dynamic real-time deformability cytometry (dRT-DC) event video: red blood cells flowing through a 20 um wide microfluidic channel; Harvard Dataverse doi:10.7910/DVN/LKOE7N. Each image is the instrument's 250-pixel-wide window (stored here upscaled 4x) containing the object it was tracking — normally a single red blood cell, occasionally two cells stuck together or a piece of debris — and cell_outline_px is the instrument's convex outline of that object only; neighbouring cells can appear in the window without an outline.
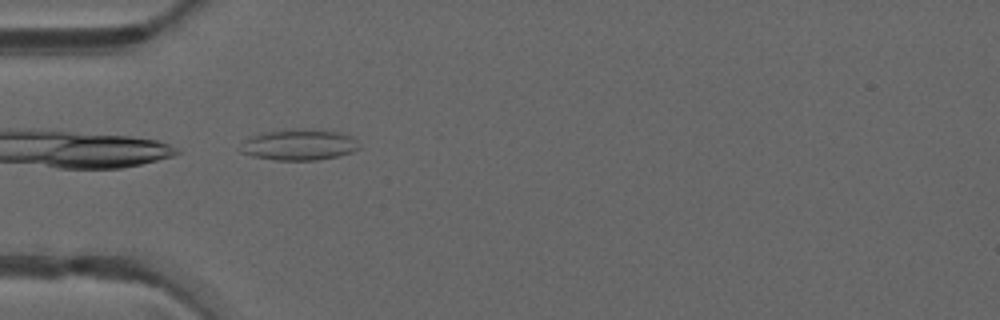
{"species": "common noctule bat (a hibernating species)", "species_latin": "Nyctalus noctula", "temperature_condition": "warm", "stored_images_in_passage": 8, "camera_frame_rate_fps": 3000, "um_per_image_px": 0.085, "animal": {"sex": "male", "forearm_length_mm": 52.5}, "frame": {"image": 1, "passage_image": 1, "time_ms": 0.0, "image_size_px": [1000, 320], "cell_outline_px": [[360, 148], [352, 152], [340, 156], [316, 160], [276, 160], [252, 156], [240, 152], [244, 140], [260, 132], [292, 128], [304, 128], [340, 132], [356, 140]], "centroid_in_image_um": [25.41, 12.29], "position_along_channel_um": 59.6, "area_um2": 21.62}}
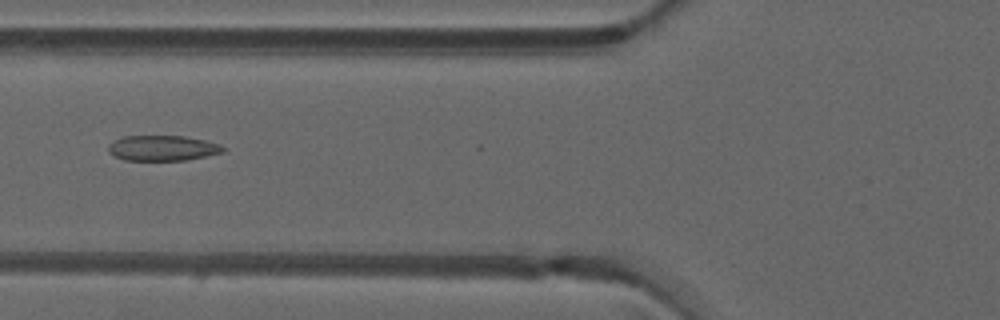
{"frame": {"image": 2, "passage_image": 5, "time_ms": 1.333, "image_size_px": [1000, 320], "cell_outline_px": [[224, 152], [184, 160], [124, 160], [108, 152], [108, 144], [124, 136], [184, 136], [204, 140], [220, 144], [224, 148]], "centroid_in_image_um": [13.8, 12.58], "position_along_channel_um": 112.0, "area_um2": 16.76}}
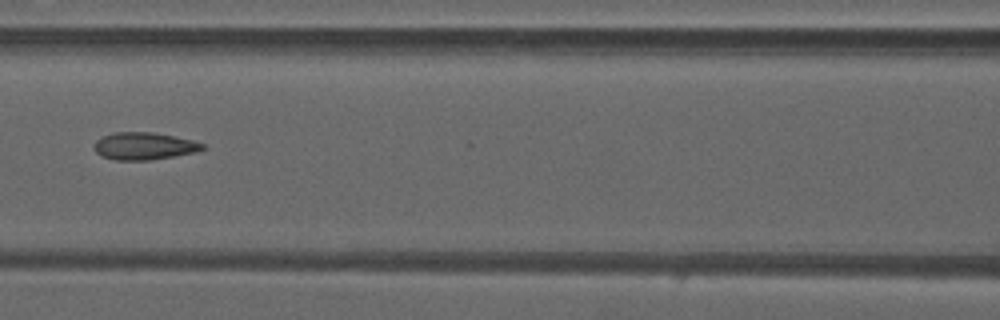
{"frame": {"image": 3, "passage_image": 8, "time_ms": 2.333, "image_size_px": [1000, 320], "cell_outline_px": [[208, 148], [196, 152], [176, 156], [152, 160], [116, 160], [100, 156], [96, 152], [92, 144], [96, 140], [112, 132], [152, 132], [192, 140], [204, 144]], "centroid_in_image_um": [12.24, 12.42], "position_along_channel_um": 154.4, "area_um2": 17.46}}